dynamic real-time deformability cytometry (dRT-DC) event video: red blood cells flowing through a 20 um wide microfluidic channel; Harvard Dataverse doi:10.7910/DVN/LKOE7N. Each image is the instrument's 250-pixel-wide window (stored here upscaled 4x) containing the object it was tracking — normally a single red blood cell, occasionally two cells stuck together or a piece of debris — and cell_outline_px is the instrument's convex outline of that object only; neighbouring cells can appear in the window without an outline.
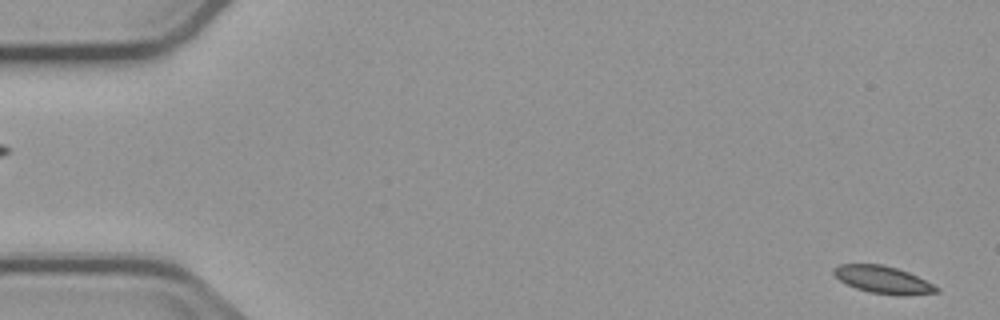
{"species": "common noctule bat (a hibernating species)", "species_latin": "Nyctalus noctula", "temperature_condition": "cold", "stored_images_in_passage": 5, "camera_frame_rate_fps": 3000, "um_per_image_px": 0.085, "animal": {"sex": "male", "body_mass_g": 23.1, "forearm_length_mm": 52.7}, "frame": {"image": 1, "passage_image": 1, "time_ms": 0.0, "image_size_px": [1000, 320], "cell_outline_px": [[940, 292], [868, 292], [856, 288], [840, 280], [832, 272], [832, 268], [840, 264], [880, 264], [896, 268], [908, 272], [940, 288]], "centroid_in_image_um": [74.94, 23.7], "position_along_channel_um": 10.1, "area_um2": 15.26}}
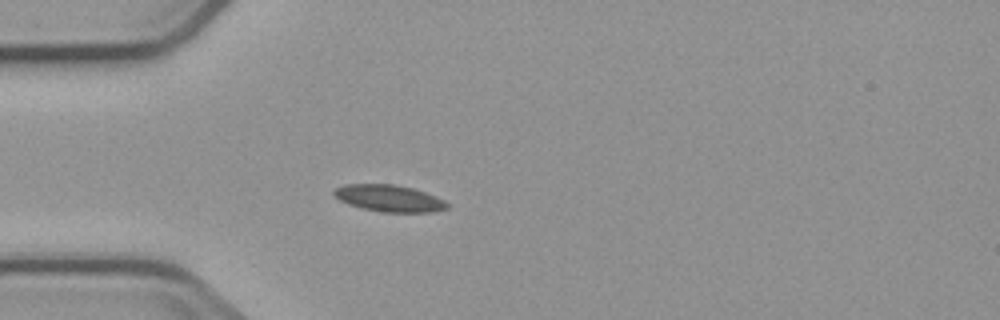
{"frame": {"image": 2, "passage_image": 5, "time_ms": 4.667, "image_size_px": [1000, 320], "cell_outline_px": [[448, 208], [432, 212], [380, 212], [360, 208], [348, 204], [332, 196], [332, 192], [336, 188], [344, 184], [392, 184], [412, 188], [436, 196], [444, 200], [448, 204]], "centroid_in_image_um": [33.03, 16.86], "position_along_channel_um": 52.0, "area_um2": 17.74}}